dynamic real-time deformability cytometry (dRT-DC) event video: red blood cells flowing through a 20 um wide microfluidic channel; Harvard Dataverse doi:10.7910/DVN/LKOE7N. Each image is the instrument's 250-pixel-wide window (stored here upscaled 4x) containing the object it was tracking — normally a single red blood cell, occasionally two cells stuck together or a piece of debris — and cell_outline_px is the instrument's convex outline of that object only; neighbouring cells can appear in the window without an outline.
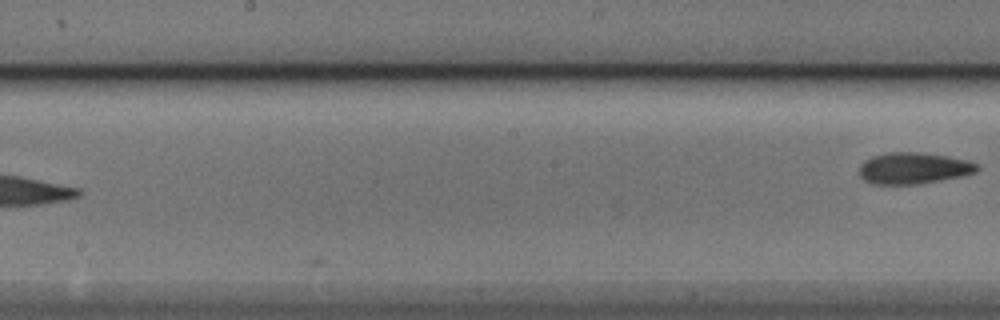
{"species": "Egyptian fruit bat (a non-hibernating species)", "species_latin": "Rousettus aegyptiacus", "temperature_condition": "cold", "stored_images_in_passage": 7, "camera_frame_rate_fps": 3000, "um_per_image_px": 0.085, "animal": {"sex": "male"}, "frame": {"image": 1, "passage_image": 7, "time_ms": 7.333, "image_size_px": [1000, 320], "cell_outline_px": [[980, 168], [976, 172], [960, 176], [940, 180], [916, 184], [872, 184], [864, 180], [860, 176], [860, 164], [864, 160], [872, 156], [884, 152], [920, 152], [948, 156], [968, 160], [980, 164]], "centroid_in_image_um": [77.65, 14.28], "position_along_channel_um": 170.5, "area_um2": 21.73}}